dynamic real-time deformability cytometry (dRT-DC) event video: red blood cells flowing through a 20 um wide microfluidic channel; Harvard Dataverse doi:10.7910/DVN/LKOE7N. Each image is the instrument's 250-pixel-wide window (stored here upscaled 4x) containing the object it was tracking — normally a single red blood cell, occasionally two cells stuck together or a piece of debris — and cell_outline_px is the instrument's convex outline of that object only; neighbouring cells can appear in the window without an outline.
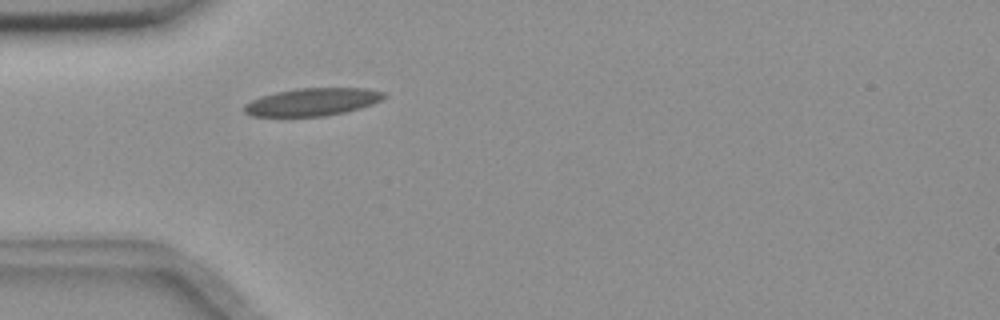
{"species": "common noctule bat (a hibernating species)", "species_latin": "Nyctalus noctula", "temperature_condition": "room temperature", "stored_images_in_passage": 40, "camera_frame_rate_fps": 3000, "um_per_image_px": 0.085, "animal": {"sex": "female", "body_mass_g": 18.4}, "frame": {"image": 1, "passage_image": 1, "time_ms": 0.0, "image_size_px": [1000, 320], "cell_outline_px": [[388, 96], [372, 104], [360, 108], [344, 112], [324, 116], [252, 116], [244, 112], [244, 104], [260, 96], [276, 92], [296, 88], [368, 88], [384, 92]], "centroid_in_image_um": [26.56, 8.65], "position_along_channel_um": 58.4, "area_um2": 22.54}}
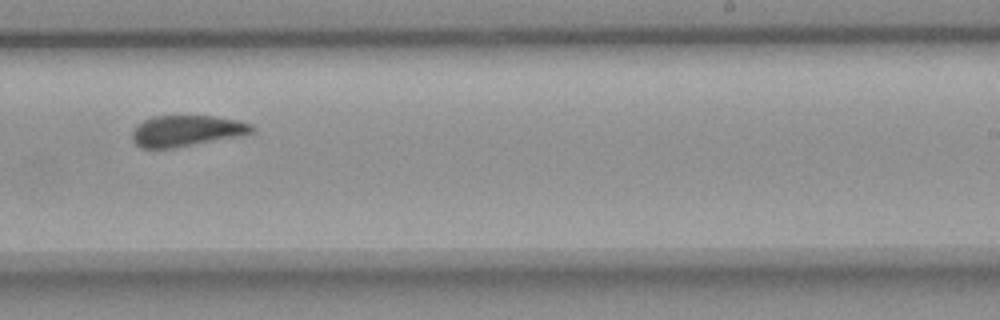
{"frame": {"image": 2, "passage_image": 19, "time_ms": 6.0, "image_size_px": [1000, 320], "cell_outline_px": [[252, 132], [240, 136], [172, 148], [140, 148], [132, 140], [132, 132], [136, 124], [152, 116], [216, 116], [236, 120], [252, 124]], "centroid_in_image_um": [15.8, 11.12], "position_along_channel_um": 273.2, "area_um2": 21.56}}
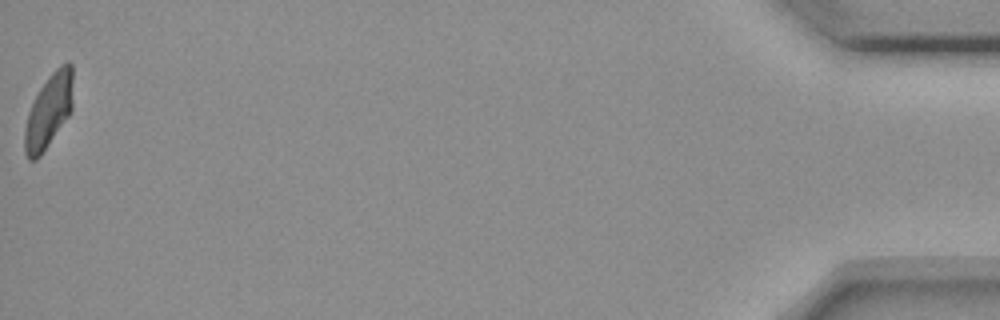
{"frame": {"image": 3, "passage_image": 40, "time_ms": 13.0, "image_size_px": [1000, 320], "cell_outline_px": [[72, 108], [68, 116], [40, 156], [36, 160], [28, 160], [24, 152], [24, 128], [28, 112], [40, 88], [48, 76], [60, 64], [68, 60], [72, 64]], "centroid_in_image_um": [4.13, 9.42], "position_along_channel_um": 431.1, "area_um2": 20.75}, "authors_computed_cell_mechanics": {"area_um2": 21.964, "velocity_mm_per_s": 3.6468, "shape_relaxation_time_tau1_ms": null, "shape_relaxation_time_tau2_ms": 2.5639, "deformation_change_tau1": null, "deformation_change_tau2": 0.0697}}